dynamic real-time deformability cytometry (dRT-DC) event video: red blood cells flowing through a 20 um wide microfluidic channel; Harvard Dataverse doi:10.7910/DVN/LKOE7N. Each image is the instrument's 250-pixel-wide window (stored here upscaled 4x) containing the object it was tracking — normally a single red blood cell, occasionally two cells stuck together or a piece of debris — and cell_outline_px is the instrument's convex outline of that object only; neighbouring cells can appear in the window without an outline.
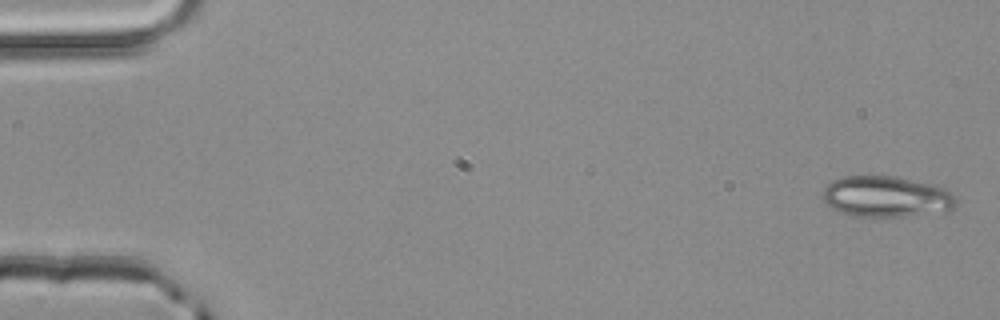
{"species": "common noctule bat (a hibernating species)", "species_latin": "Nyctalus noctula", "temperature_condition": "room temperature", "stored_images_in_passage": 51, "camera_frame_rate_fps": 3000, "um_per_image_px": 0.085, "animal": {"sex": "male", "body_mass_g": 20.4}, "frame": {"image": 1, "passage_image": 1, "time_ms": 0.0, "image_size_px": [1000, 320], "cell_outline_px": [[956, 204], [952, 208], [944, 212], [908, 216], [852, 216], [832, 208], [820, 200], [820, 196], [824, 188], [832, 180], [844, 176], [892, 176], [936, 184], [952, 192], [956, 196]], "centroid_in_image_um": [75.33, 16.71], "position_along_channel_um": 9.7, "area_um2": 32.25}}
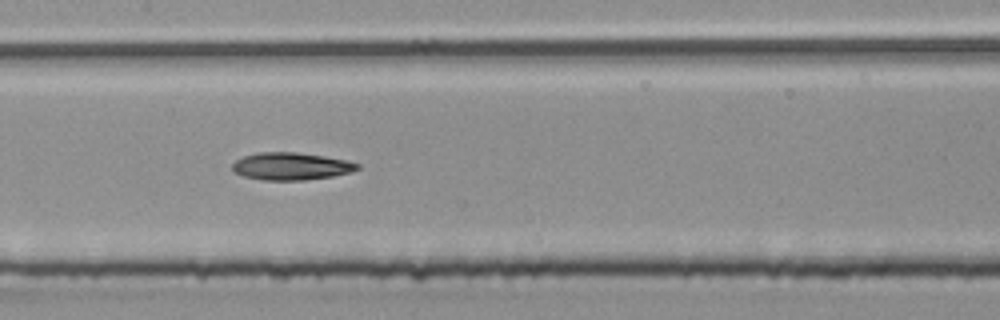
{"frame": {"image": 2, "passage_image": 25, "time_ms": 8.0, "image_size_px": [1000, 320], "cell_outline_px": [[360, 168], [352, 172], [332, 176], [304, 180], [264, 180], [244, 176], [232, 172], [232, 164], [236, 160], [244, 156], [256, 152], [296, 152], [324, 156], [348, 160], [360, 164]], "centroid_in_image_um": [24.75, 14.13], "position_along_channel_um": 182.7, "area_um2": 20.11}}
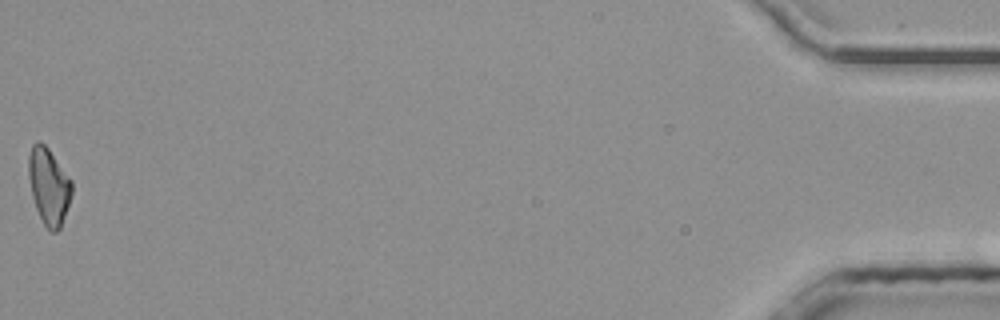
{"frame": {"image": 3, "passage_image": 51, "time_ms": 16.667, "image_size_px": [1000, 320], "cell_outline_px": [[72, 192], [60, 228], [56, 232], [48, 232], [36, 208], [32, 196], [28, 176], [28, 156], [32, 144], [40, 140], [48, 148], [72, 180]], "centroid_in_image_um": [4.13, 15.81], "position_along_channel_um": 431.1, "area_um2": 19.25}}